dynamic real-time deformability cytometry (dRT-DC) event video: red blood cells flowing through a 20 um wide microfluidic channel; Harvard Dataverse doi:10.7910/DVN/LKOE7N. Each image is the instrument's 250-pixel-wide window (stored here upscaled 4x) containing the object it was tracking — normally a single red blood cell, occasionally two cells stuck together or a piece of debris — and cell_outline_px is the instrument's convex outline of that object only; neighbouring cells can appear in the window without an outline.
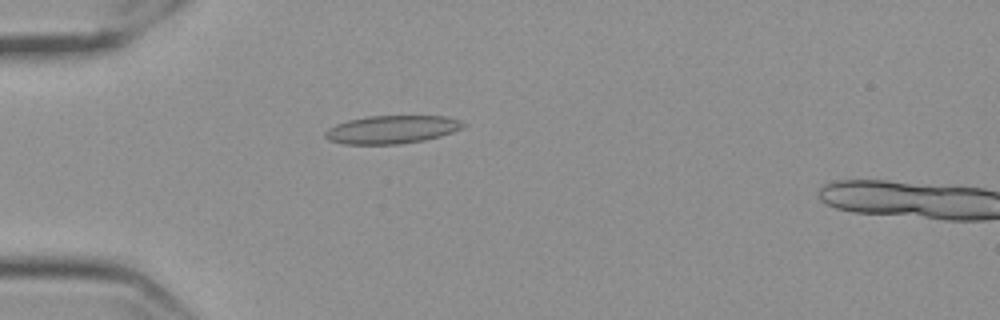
{"species": "Egyptian fruit bat (a non-hibernating species)", "species_latin": "Rousettus aegyptiacus", "temperature_condition": "cold", "stored_images_in_passage": 59, "segment_of_instrument_passage": [1, 2], "camera_frame_rate_fps": 3000, "um_per_image_px": 0.085, "frame": {"image": 1, "passage_image": 17, "time_ms": 5.333, "image_size_px": [1000, 320], "cell_outline_px": [[468, 124], [464, 128], [440, 136], [424, 140], [400, 144], [344, 144], [328, 140], [324, 136], [324, 132], [328, 128], [336, 124], [348, 120], [368, 116], [448, 116], [460, 120]], "centroid_in_image_um": [33.32, 11.0], "position_along_channel_um": 51.7, "area_um2": 22.77}}
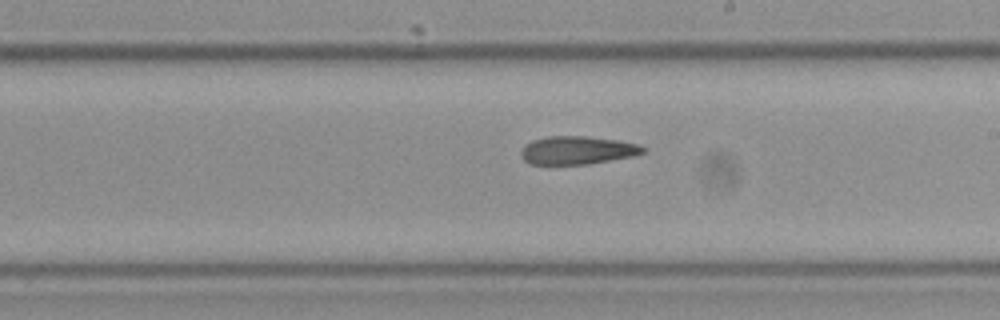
{"frame": {"image": 2, "passage_image": 34, "time_ms": 11.0, "image_size_px": [1000, 320], "cell_outline_px": [[644, 152], [632, 156], [588, 164], [532, 164], [524, 160], [520, 156], [520, 152], [524, 144], [532, 140], [548, 136], [588, 136], [620, 140], [640, 144], [644, 148]], "centroid_in_image_um": [49.05, 12.76], "position_along_channel_um": 240.0, "area_um2": 20.11}}
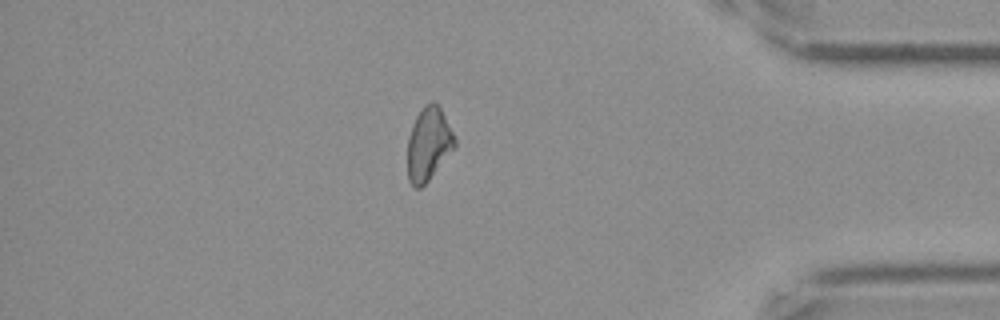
{"frame": {"image": 3, "passage_image": 50, "time_ms": 16.333, "image_size_px": [1000, 320], "cell_outline_px": [[456, 144], [428, 180], [420, 188], [412, 188], [408, 180], [408, 136], [412, 124], [416, 116], [424, 104], [432, 100], [440, 104], [456, 140]], "centroid_in_image_um": [36.4, 12.19], "position_along_channel_um": 398.8, "area_um2": 20.11}}